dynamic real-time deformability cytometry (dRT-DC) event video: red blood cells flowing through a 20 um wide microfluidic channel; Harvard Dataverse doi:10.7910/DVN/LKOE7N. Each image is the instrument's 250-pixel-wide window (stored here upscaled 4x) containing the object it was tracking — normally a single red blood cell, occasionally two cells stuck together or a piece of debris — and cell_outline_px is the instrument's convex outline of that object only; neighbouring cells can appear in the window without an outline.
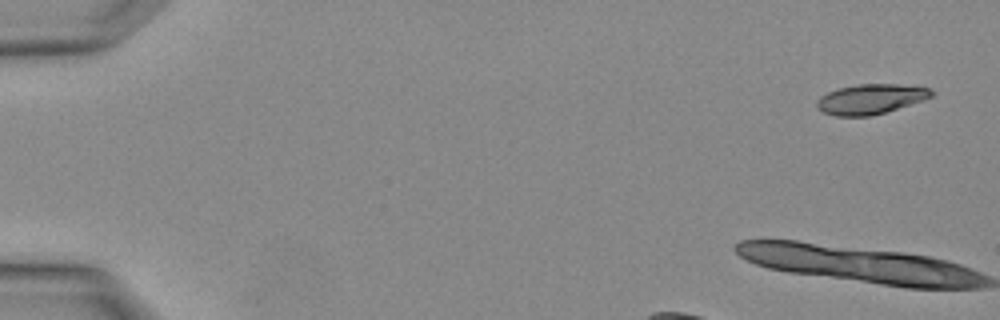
{"species": "Egyptian fruit bat (a non-hibernating species)", "species_latin": "Rousettus aegyptiacus", "temperature_condition": "warm", "stored_images_in_passage": 4, "camera_frame_rate_fps": 3000, "um_per_image_px": 0.085, "animal": {"sex": "female"}, "frame": {"image": 1, "passage_image": 1, "time_ms": 0.0, "image_size_px": [1000, 320], "cell_outline_px": [[936, 92], [932, 96], [924, 100], [884, 112], [868, 116], [836, 116], [824, 112], [816, 104], [816, 100], [820, 96], [828, 92], [840, 88], [856, 84], [896, 84], [932, 88]], "centroid_in_image_um": [74.03, 8.41], "position_along_channel_um": 11.0, "area_um2": 19.88}}